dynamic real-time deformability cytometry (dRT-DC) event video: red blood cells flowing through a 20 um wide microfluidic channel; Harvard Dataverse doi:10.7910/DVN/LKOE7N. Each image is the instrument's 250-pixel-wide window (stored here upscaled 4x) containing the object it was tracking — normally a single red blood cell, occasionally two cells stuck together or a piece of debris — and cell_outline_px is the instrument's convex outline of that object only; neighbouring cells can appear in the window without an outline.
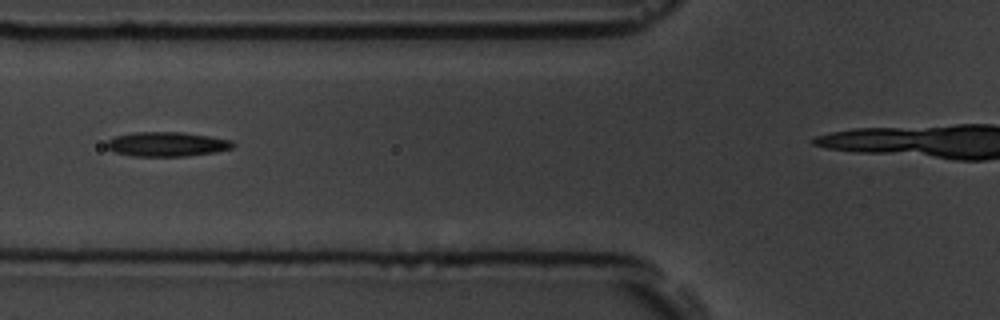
{"species": "common noctule bat (a hibernating species)", "species_latin": "Nyctalus noctula", "temperature_condition": "room temperature", "stored_images_in_passage": 12, "camera_frame_rate_fps": 3000, "um_per_image_px": 0.085, "animal": {"sex": "male", "body_mass_g": 19.5, "forearm_length_mm": 54.6}, "frame": {"image": 1, "passage_image": 4, "time_ms": 4.333, "image_size_px": [1000, 320], "cell_outline_px": [[236, 144], [232, 148], [216, 152], [188, 156], [132, 156], [116, 152], [108, 148], [104, 144], [108, 140], [116, 136], [132, 132], [184, 132], [232, 140]], "centroid_in_image_um": [14.2, 12.25], "position_along_channel_um": 111.6, "area_um2": 18.09}}
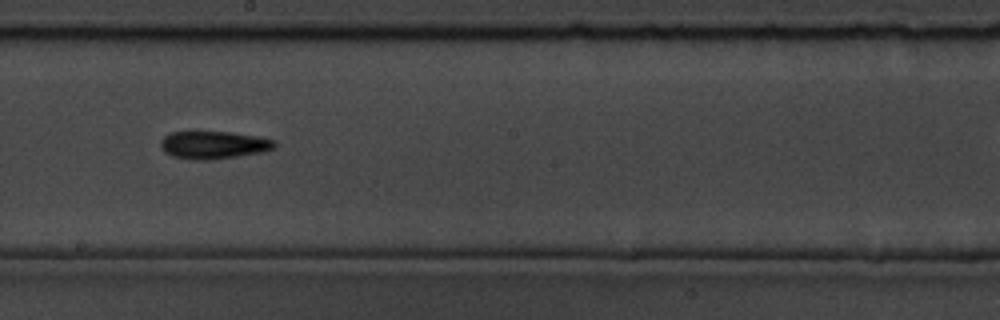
{"frame": {"image": 2, "passage_image": 7, "time_ms": 7.667, "image_size_px": [1000, 320], "cell_outline_px": [[276, 144], [272, 148], [264, 152], [208, 160], [196, 160], [172, 156], [164, 152], [160, 144], [160, 140], [168, 132], [232, 132], [260, 136], [276, 140]], "centroid_in_image_um": [18.16, 12.31], "position_along_channel_um": 230.0, "area_um2": 18.5}}
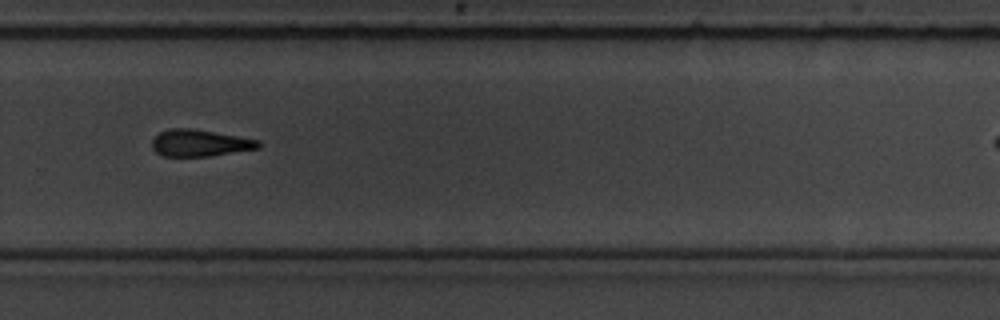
{"frame": {"image": 3, "passage_image": 9, "time_ms": 10.0, "image_size_px": [1000, 320], "cell_outline_px": [[260, 148], [208, 156], [164, 156], [156, 152], [152, 148], [152, 140], [160, 132], [168, 128], [192, 128], [260, 140]], "centroid_in_image_um": [16.97, 12.15], "position_along_channel_um": 312.8, "area_um2": 16.53}}